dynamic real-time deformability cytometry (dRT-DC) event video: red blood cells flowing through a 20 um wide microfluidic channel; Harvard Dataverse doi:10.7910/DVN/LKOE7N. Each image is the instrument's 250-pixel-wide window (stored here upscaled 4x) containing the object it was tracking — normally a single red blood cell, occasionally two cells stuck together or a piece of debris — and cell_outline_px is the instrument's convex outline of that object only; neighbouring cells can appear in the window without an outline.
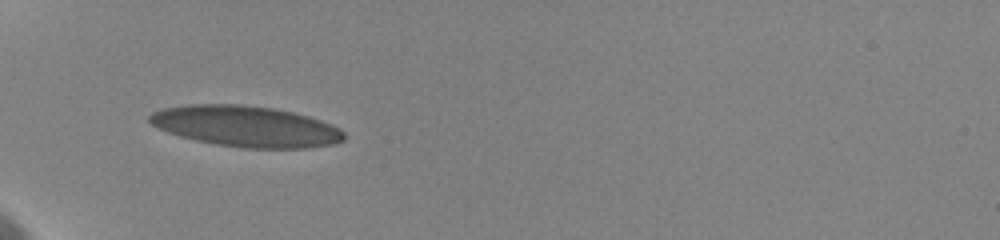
{"species": "human", "species_latin": "Homo sapiens", "temperature_condition": "cold", "stored_images_in_passage": 43, "camera_frame_rate_fps": 3000, "um_per_image_px": 0.085, "donor": {"sex": "female"}, "frame": {"image": 1, "passage_image": 1, "time_ms": 0.0, "image_size_px": [1000, 240], "cell_outline_px": [[344, 140], [332, 144], [308, 148], [244, 148], [216, 144], [196, 140], [180, 136], [168, 132], [152, 124], [148, 120], [148, 116], [152, 112], [164, 108], [188, 104], [236, 104], [272, 108], [292, 112], [308, 116], [332, 124], [340, 128], [344, 132]], "centroid_in_image_um": [20.91, 10.74], "position_along_channel_um": 64.1, "area_um2": 46.24}}
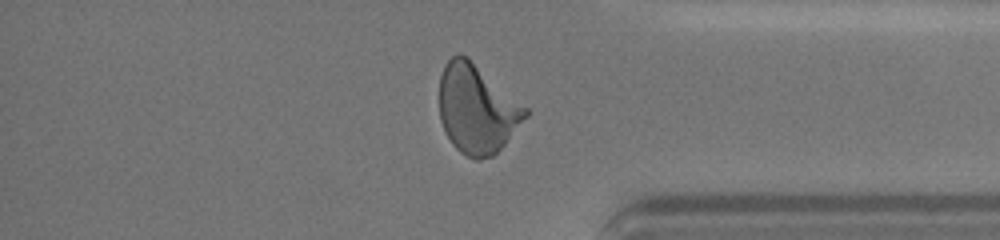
{"frame": {"image": 2, "passage_image": 29, "time_ms": 9.667, "image_size_px": [1000, 240], "cell_outline_px": [[528, 116], [504, 144], [492, 156], [480, 160], [476, 160], [460, 152], [452, 144], [444, 132], [440, 120], [440, 76], [444, 64], [452, 56], [468, 56], [528, 108]], "centroid_in_image_um": [40.53, 9.26], "position_along_channel_um": 394.7, "area_um2": 44.56}}
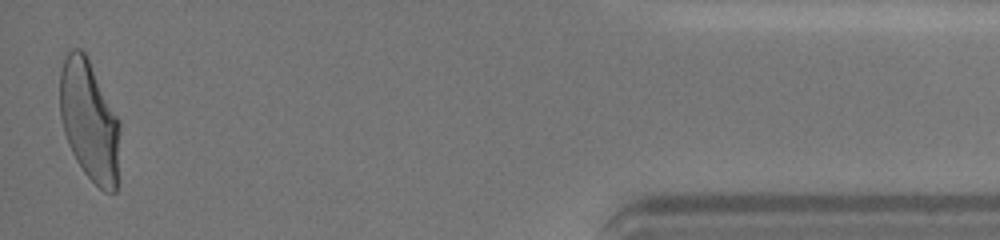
{"frame": {"image": 3, "passage_image": 40, "time_ms": 12.0, "image_size_px": [1000, 240], "cell_outline_px": [[120, 128], [116, 192], [104, 192], [84, 172], [76, 160], [68, 144], [64, 132], [60, 116], [60, 72], [64, 60], [68, 52], [72, 48], [80, 48], [88, 56], [120, 120]], "centroid_in_image_um": [7.6, 10.23], "position_along_channel_um": 427.6, "area_um2": 42.43}, "authors_computed_cell_mechanics": {"area_um2": 42.6564, "velocity_mm_per_s": 3.6158, "shape_relaxation_time_tau1_ms": 5.9176, "shape_relaxation_time_tau2_ms": 0.847, "deformation_change_tau1": 0.1903, "deformation_change_tau2": 0.0804}}